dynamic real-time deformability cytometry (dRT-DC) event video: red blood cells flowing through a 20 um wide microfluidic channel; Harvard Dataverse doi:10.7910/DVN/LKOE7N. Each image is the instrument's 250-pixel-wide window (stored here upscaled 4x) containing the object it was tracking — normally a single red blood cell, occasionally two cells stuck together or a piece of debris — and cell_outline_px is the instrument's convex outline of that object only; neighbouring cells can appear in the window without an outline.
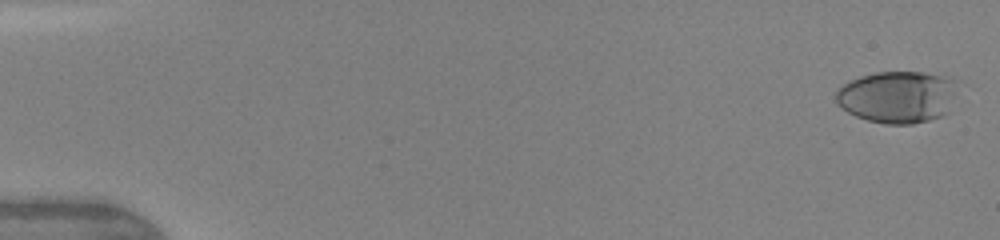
{"species": "human", "species_latin": "Homo sapiens", "temperature_condition": "warm", "stored_images_in_passage": 9, "camera_frame_rate_fps": 3000, "um_per_image_px": 0.085, "donor": {"sex": "female"}, "frame": {"image": 1, "passage_image": 1, "time_ms": 0.0, "image_size_px": [1000, 240], "cell_outline_px": [[960, 80], [948, 112], [940, 116], [928, 120], [912, 124], [884, 124], [868, 120], [856, 116], [848, 112], [836, 104], [836, 92], [848, 80], [860, 76], [876, 72], [924, 72], [944, 76]], "centroid_in_image_um": [76.31, 8.22], "position_along_channel_um": 8.7, "area_um2": 37.17}}
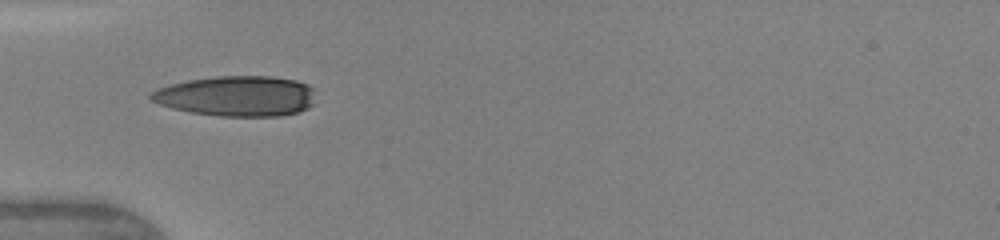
{"frame": {"image": 2, "passage_image": 6, "time_ms": 5.0, "image_size_px": [1000, 240], "cell_outline_px": [[312, 104], [308, 108], [300, 112], [280, 116], [220, 116], [192, 112], [172, 108], [148, 100], [148, 96], [156, 88], [168, 84], [188, 80], [216, 76], [272, 76], [296, 80], [308, 84], [312, 88]], "centroid_in_image_um": [20.09, 8.16], "position_along_channel_um": 64.9, "area_um2": 38.9}}
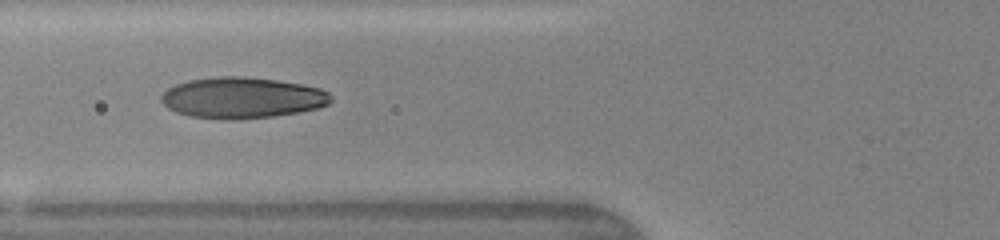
{"frame": {"image": 3, "passage_image": 7, "time_ms": 6.0, "image_size_px": [1000, 240], "cell_outline_px": [[332, 100], [328, 104], [316, 108], [296, 112], [272, 116], [240, 120], [228, 120], [192, 116], [176, 112], [168, 108], [160, 100], [160, 96], [168, 88], [176, 84], [188, 80], [216, 76], [244, 76], [276, 80], [300, 84], [320, 88], [328, 92], [332, 96]], "centroid_in_image_um": [20.55, 8.31], "position_along_channel_um": 105.2, "area_um2": 40.58}}